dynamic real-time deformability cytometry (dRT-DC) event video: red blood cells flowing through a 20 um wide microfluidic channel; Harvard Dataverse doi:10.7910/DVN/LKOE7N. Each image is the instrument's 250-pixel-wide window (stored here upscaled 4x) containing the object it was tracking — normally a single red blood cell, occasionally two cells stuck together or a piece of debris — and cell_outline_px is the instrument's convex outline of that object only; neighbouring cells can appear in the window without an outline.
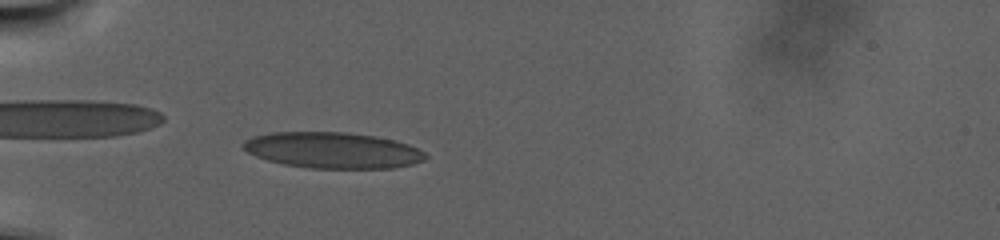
{"species": "human", "species_latin": "Homo sapiens", "temperature_condition": "warm", "stored_images_in_passage": 104, "camera_frame_rate_fps": 3000, "um_per_image_px": 0.085, "donor": {"sex": "male"}, "frame": {"image": 1, "passage_image": 35, "time_ms": 11.333, "image_size_px": [1000, 240], "cell_outline_px": [[428, 156], [424, 160], [412, 164], [392, 168], [308, 168], [284, 164], [268, 160], [256, 156], [248, 152], [240, 144], [244, 140], [252, 136], [268, 132], [348, 132], [376, 136], [396, 140], [408, 144], [424, 152]], "centroid_in_image_um": [28.26, 12.76], "position_along_channel_um": 56.7, "area_um2": 38.44}}
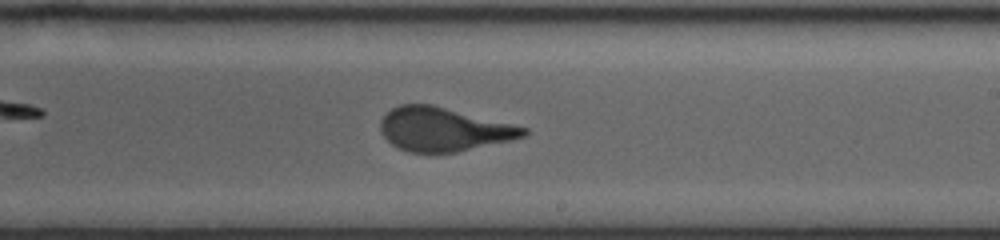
{"frame": {"image": 2, "passage_image": 66, "time_ms": 21.667, "image_size_px": [1000, 240], "cell_outline_px": [[528, 132], [524, 136], [512, 140], [456, 152], [408, 152], [396, 148], [380, 132], [380, 120], [392, 108], [400, 104], [432, 104], [528, 128]], "centroid_in_image_um": [37.68, 10.99], "position_along_channel_um": 251.3, "area_um2": 36.3}}
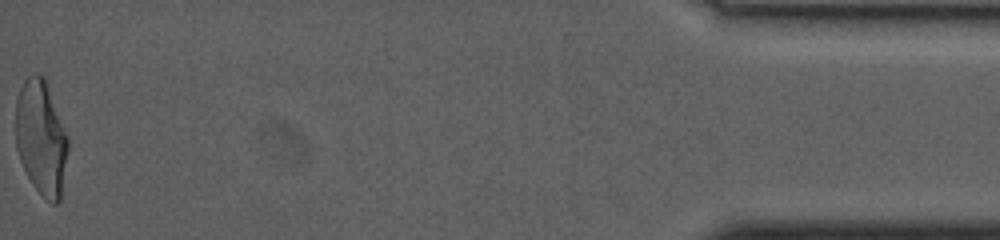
{"frame": {"image": 3, "passage_image": 104, "time_ms": 34.333, "image_size_px": [1000, 240], "cell_outline_px": [[68, 148], [60, 200], [56, 204], [52, 204], [32, 184], [20, 160], [16, 148], [16, 100], [20, 88], [24, 80], [32, 72], [36, 72], [44, 76], [68, 136]], "centroid_in_image_um": [3.49, 11.67], "position_along_channel_um": 431.7, "area_um2": 34.91}}